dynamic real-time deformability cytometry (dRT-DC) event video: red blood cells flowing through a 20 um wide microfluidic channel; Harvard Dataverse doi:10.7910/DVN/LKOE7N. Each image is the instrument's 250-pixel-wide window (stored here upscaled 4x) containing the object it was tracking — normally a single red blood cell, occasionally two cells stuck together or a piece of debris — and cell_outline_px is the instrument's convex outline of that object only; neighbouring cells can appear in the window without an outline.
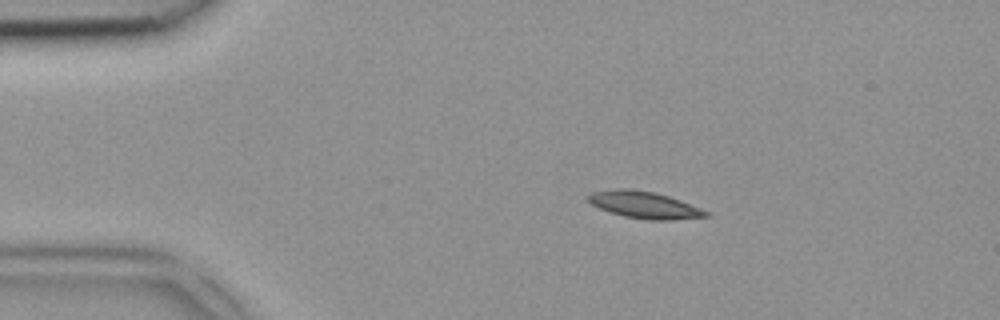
{"species": "common noctule bat (a hibernating species)", "species_latin": "Nyctalus noctula", "temperature_condition": "room temperature", "stored_images_in_passage": 40, "camera_frame_rate_fps": 3000, "um_per_image_px": 0.085, "animal": {"sex": "female", "body_mass_g": 18.4}, "frame": {"image": 1, "passage_image": 1, "time_ms": 0.0, "image_size_px": [1000, 320], "cell_outline_px": [[712, 216], [672, 220], [648, 220], [624, 216], [600, 208], [592, 204], [588, 200], [588, 196], [592, 192], [616, 188], [628, 188], [652, 192], [668, 196], [680, 200], [712, 212]], "centroid_in_image_um": [54.84, 17.42], "position_along_channel_um": 30.2, "area_um2": 18.44}}
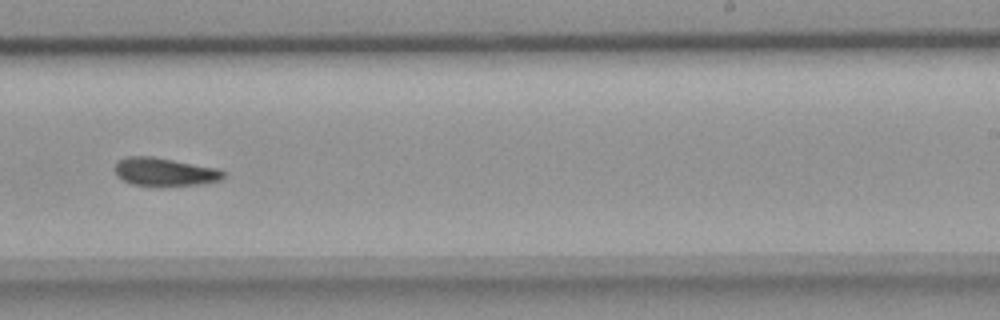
{"frame": {"image": 2, "passage_image": 22, "time_ms": 7.0, "image_size_px": [1000, 320], "cell_outline_px": [[224, 176], [220, 180], [204, 184], [168, 188], [156, 188], [132, 184], [116, 176], [112, 168], [120, 160], [128, 156], [152, 156], [220, 168], [224, 172]], "centroid_in_image_um": [14.0, 14.65], "position_along_channel_um": 275.0, "area_um2": 18.73}}
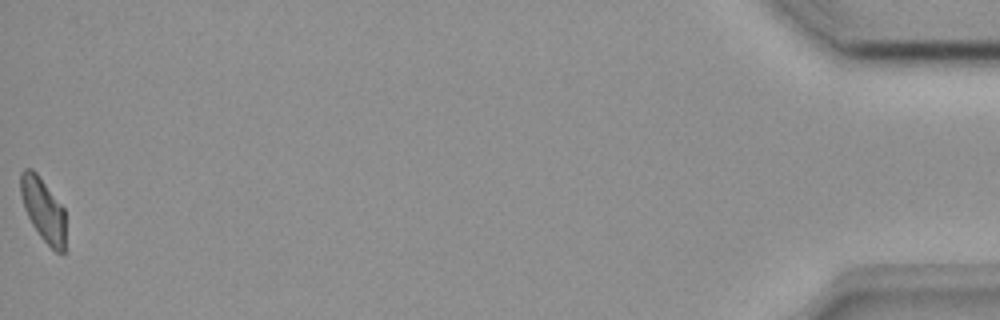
{"frame": {"image": 3, "passage_image": 40, "time_ms": 13.0, "image_size_px": [1000, 320], "cell_outline_px": [[64, 256], [56, 252], [40, 236], [32, 224], [24, 208], [20, 192], [20, 172], [24, 168], [32, 168], [36, 172], [64, 208]], "centroid_in_image_um": [3.65, 17.8], "position_along_channel_um": 431.5, "area_um2": 16.47}}